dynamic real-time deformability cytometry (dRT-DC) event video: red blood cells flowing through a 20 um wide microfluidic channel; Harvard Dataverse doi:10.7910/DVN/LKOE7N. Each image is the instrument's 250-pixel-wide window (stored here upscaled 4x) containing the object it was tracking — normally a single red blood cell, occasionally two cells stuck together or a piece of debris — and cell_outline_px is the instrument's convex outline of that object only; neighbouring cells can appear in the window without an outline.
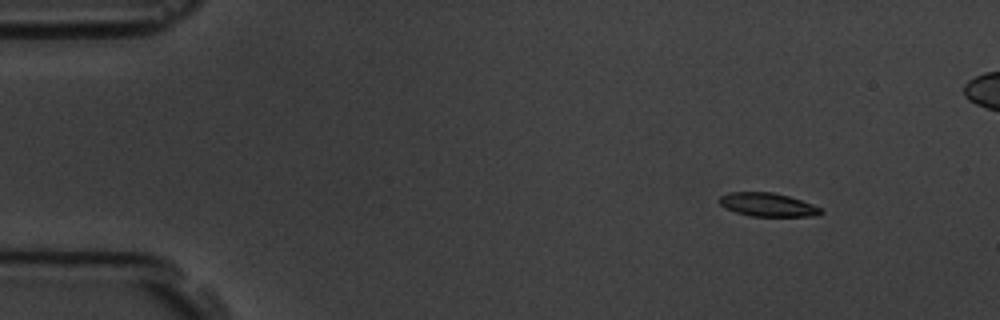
{"species": "common noctule bat (a hibernating species)", "species_latin": "Nyctalus noctula", "temperature_condition": "room temperature", "stored_images_in_passage": 6, "camera_frame_rate_fps": 3000, "um_per_image_px": 0.085, "animal": {"sex": "male", "body_mass_g": 19.5, "forearm_length_mm": 54.6}, "frame": {"image": 1, "passage_image": 2, "time_ms": 1.333, "image_size_px": [1000, 320], "cell_outline_px": [[824, 212], [820, 216], [752, 216], [736, 212], [724, 208], [716, 200], [720, 196], [728, 192], [772, 192], [788, 196], [812, 204], [820, 208]], "centroid_in_image_um": [65.22, 17.4], "position_along_channel_um": 19.8, "area_um2": 13.99}}